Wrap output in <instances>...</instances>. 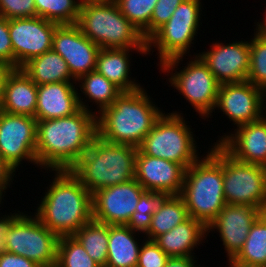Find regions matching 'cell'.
Segmentation results:
<instances>
[{"mask_svg":"<svg viewBox=\"0 0 266 267\" xmlns=\"http://www.w3.org/2000/svg\"><path fill=\"white\" fill-rule=\"evenodd\" d=\"M214 41L197 55L220 83L243 82L250 68V40Z\"/></svg>","mask_w":266,"mask_h":267,"instance_id":"9a60e30c","label":"cell"},{"mask_svg":"<svg viewBox=\"0 0 266 267\" xmlns=\"http://www.w3.org/2000/svg\"><path fill=\"white\" fill-rule=\"evenodd\" d=\"M77 87L80 88L78 93V101L81 109L99 115L104 109L110 107L122 91L110 82L105 76L101 75L97 70H93L86 75L81 76L76 81ZM82 93V94H81ZM83 95L84 98L81 96ZM82 97V98H81ZM87 98V99H85ZM88 101V102H87ZM96 104L97 110L88 103Z\"/></svg>","mask_w":266,"mask_h":267,"instance_id":"484cf974","label":"cell"},{"mask_svg":"<svg viewBox=\"0 0 266 267\" xmlns=\"http://www.w3.org/2000/svg\"><path fill=\"white\" fill-rule=\"evenodd\" d=\"M207 237V227L189 216L170 231L157 236L154 242L168 257H187L196 256L193 251L205 243Z\"/></svg>","mask_w":266,"mask_h":267,"instance_id":"603a6c76","label":"cell"},{"mask_svg":"<svg viewBox=\"0 0 266 267\" xmlns=\"http://www.w3.org/2000/svg\"><path fill=\"white\" fill-rule=\"evenodd\" d=\"M121 13L140 31L143 38L149 39V23L158 0H114Z\"/></svg>","mask_w":266,"mask_h":267,"instance_id":"836d02e7","label":"cell"},{"mask_svg":"<svg viewBox=\"0 0 266 267\" xmlns=\"http://www.w3.org/2000/svg\"><path fill=\"white\" fill-rule=\"evenodd\" d=\"M233 130L214 143L238 161L266 167V116Z\"/></svg>","mask_w":266,"mask_h":267,"instance_id":"d6986e66","label":"cell"},{"mask_svg":"<svg viewBox=\"0 0 266 267\" xmlns=\"http://www.w3.org/2000/svg\"><path fill=\"white\" fill-rule=\"evenodd\" d=\"M254 35V36H253ZM250 37V68L247 80L256 87L266 88V35L258 28Z\"/></svg>","mask_w":266,"mask_h":267,"instance_id":"d6a6232c","label":"cell"},{"mask_svg":"<svg viewBox=\"0 0 266 267\" xmlns=\"http://www.w3.org/2000/svg\"><path fill=\"white\" fill-rule=\"evenodd\" d=\"M183 114L176 110L163 112L138 149L145 155L176 162L186 169L191 166L202 155L196 145L195 130Z\"/></svg>","mask_w":266,"mask_h":267,"instance_id":"52a82bcc","label":"cell"},{"mask_svg":"<svg viewBox=\"0 0 266 267\" xmlns=\"http://www.w3.org/2000/svg\"><path fill=\"white\" fill-rule=\"evenodd\" d=\"M145 189L134 178L92 194L93 219L107 225H127Z\"/></svg>","mask_w":266,"mask_h":267,"instance_id":"5bb4252c","label":"cell"},{"mask_svg":"<svg viewBox=\"0 0 266 267\" xmlns=\"http://www.w3.org/2000/svg\"><path fill=\"white\" fill-rule=\"evenodd\" d=\"M215 110L223 112L234 129L257 121L264 116L263 90L248 80L220 84Z\"/></svg>","mask_w":266,"mask_h":267,"instance_id":"4fadbf2b","label":"cell"},{"mask_svg":"<svg viewBox=\"0 0 266 267\" xmlns=\"http://www.w3.org/2000/svg\"><path fill=\"white\" fill-rule=\"evenodd\" d=\"M168 256L154 242V240L142 241L136 267H165Z\"/></svg>","mask_w":266,"mask_h":267,"instance_id":"8d00e7d4","label":"cell"},{"mask_svg":"<svg viewBox=\"0 0 266 267\" xmlns=\"http://www.w3.org/2000/svg\"><path fill=\"white\" fill-rule=\"evenodd\" d=\"M21 69L37 86L56 82H76L67 62L53 49L32 58Z\"/></svg>","mask_w":266,"mask_h":267,"instance_id":"4316f807","label":"cell"},{"mask_svg":"<svg viewBox=\"0 0 266 267\" xmlns=\"http://www.w3.org/2000/svg\"><path fill=\"white\" fill-rule=\"evenodd\" d=\"M201 0H184L173 12L171 18L166 23L180 25H201L202 18Z\"/></svg>","mask_w":266,"mask_h":267,"instance_id":"d590c367","label":"cell"},{"mask_svg":"<svg viewBox=\"0 0 266 267\" xmlns=\"http://www.w3.org/2000/svg\"><path fill=\"white\" fill-rule=\"evenodd\" d=\"M212 145L186 169L183 188L179 194L188 215L206 227L226 205L223 188V148L218 143Z\"/></svg>","mask_w":266,"mask_h":267,"instance_id":"277c9868","label":"cell"},{"mask_svg":"<svg viewBox=\"0 0 266 267\" xmlns=\"http://www.w3.org/2000/svg\"><path fill=\"white\" fill-rule=\"evenodd\" d=\"M0 267H41L28 258L11 252L0 253Z\"/></svg>","mask_w":266,"mask_h":267,"instance_id":"60d3db41","label":"cell"},{"mask_svg":"<svg viewBox=\"0 0 266 267\" xmlns=\"http://www.w3.org/2000/svg\"><path fill=\"white\" fill-rule=\"evenodd\" d=\"M137 150L135 146L110 143L96 135L69 170L93 194L133 180Z\"/></svg>","mask_w":266,"mask_h":267,"instance_id":"5b68a950","label":"cell"},{"mask_svg":"<svg viewBox=\"0 0 266 267\" xmlns=\"http://www.w3.org/2000/svg\"><path fill=\"white\" fill-rule=\"evenodd\" d=\"M229 266L266 267V212L250 227L245 243Z\"/></svg>","mask_w":266,"mask_h":267,"instance_id":"83f0119b","label":"cell"},{"mask_svg":"<svg viewBox=\"0 0 266 267\" xmlns=\"http://www.w3.org/2000/svg\"><path fill=\"white\" fill-rule=\"evenodd\" d=\"M36 105L37 85L21 68H14L6 79L1 111L35 118Z\"/></svg>","mask_w":266,"mask_h":267,"instance_id":"cb8c5ba5","label":"cell"},{"mask_svg":"<svg viewBox=\"0 0 266 267\" xmlns=\"http://www.w3.org/2000/svg\"><path fill=\"white\" fill-rule=\"evenodd\" d=\"M87 254L101 267L106 266L108 252V225L94 219L72 235Z\"/></svg>","mask_w":266,"mask_h":267,"instance_id":"f546056e","label":"cell"},{"mask_svg":"<svg viewBox=\"0 0 266 267\" xmlns=\"http://www.w3.org/2000/svg\"><path fill=\"white\" fill-rule=\"evenodd\" d=\"M165 196V193L145 190L140 196L139 203L136 206L135 212L130 217L127 226L145 237L149 232L152 215L158 209Z\"/></svg>","mask_w":266,"mask_h":267,"instance_id":"1f68e13d","label":"cell"},{"mask_svg":"<svg viewBox=\"0 0 266 267\" xmlns=\"http://www.w3.org/2000/svg\"><path fill=\"white\" fill-rule=\"evenodd\" d=\"M183 59L186 58L179 56L165 61L159 66V72L161 70L162 73H167V77L170 76L167 78L170 86L183 95L182 98H185L205 121V118L213 116L220 83L197 53L184 64L186 66L181 63ZM179 64L184 68L181 69Z\"/></svg>","mask_w":266,"mask_h":267,"instance_id":"ba28073f","label":"cell"},{"mask_svg":"<svg viewBox=\"0 0 266 267\" xmlns=\"http://www.w3.org/2000/svg\"><path fill=\"white\" fill-rule=\"evenodd\" d=\"M131 52L147 55L146 48H101L97 55L96 70L122 92H133L143 87L131 76Z\"/></svg>","mask_w":266,"mask_h":267,"instance_id":"7402d4cb","label":"cell"},{"mask_svg":"<svg viewBox=\"0 0 266 267\" xmlns=\"http://www.w3.org/2000/svg\"><path fill=\"white\" fill-rule=\"evenodd\" d=\"M184 0H158L149 23V38L172 16L175 9Z\"/></svg>","mask_w":266,"mask_h":267,"instance_id":"f35d334b","label":"cell"},{"mask_svg":"<svg viewBox=\"0 0 266 267\" xmlns=\"http://www.w3.org/2000/svg\"><path fill=\"white\" fill-rule=\"evenodd\" d=\"M145 87L122 92L114 103L96 116L97 136L102 140L138 148L164 112Z\"/></svg>","mask_w":266,"mask_h":267,"instance_id":"3957f363","label":"cell"},{"mask_svg":"<svg viewBox=\"0 0 266 267\" xmlns=\"http://www.w3.org/2000/svg\"><path fill=\"white\" fill-rule=\"evenodd\" d=\"M56 263L61 267H101L73 236L59 237Z\"/></svg>","mask_w":266,"mask_h":267,"instance_id":"e575fe53","label":"cell"},{"mask_svg":"<svg viewBox=\"0 0 266 267\" xmlns=\"http://www.w3.org/2000/svg\"><path fill=\"white\" fill-rule=\"evenodd\" d=\"M22 212L5 235L6 251L34 261L41 267L56 263L59 237L32 212Z\"/></svg>","mask_w":266,"mask_h":267,"instance_id":"9c48e42d","label":"cell"},{"mask_svg":"<svg viewBox=\"0 0 266 267\" xmlns=\"http://www.w3.org/2000/svg\"><path fill=\"white\" fill-rule=\"evenodd\" d=\"M0 15L8 20L36 17L35 0H0Z\"/></svg>","mask_w":266,"mask_h":267,"instance_id":"74e56055","label":"cell"},{"mask_svg":"<svg viewBox=\"0 0 266 267\" xmlns=\"http://www.w3.org/2000/svg\"><path fill=\"white\" fill-rule=\"evenodd\" d=\"M37 120L0 110V156L16 171L24 162L36 165ZM20 166V167H19Z\"/></svg>","mask_w":266,"mask_h":267,"instance_id":"8fae6325","label":"cell"},{"mask_svg":"<svg viewBox=\"0 0 266 267\" xmlns=\"http://www.w3.org/2000/svg\"><path fill=\"white\" fill-rule=\"evenodd\" d=\"M266 15V11L263 13ZM265 18L263 19H259L261 21H258V22H254L256 28H258L262 33H264L266 35V16H264ZM263 20V21H262Z\"/></svg>","mask_w":266,"mask_h":267,"instance_id":"bcb514c9","label":"cell"},{"mask_svg":"<svg viewBox=\"0 0 266 267\" xmlns=\"http://www.w3.org/2000/svg\"><path fill=\"white\" fill-rule=\"evenodd\" d=\"M59 24L41 17L9 19V36L14 68L52 49L53 34Z\"/></svg>","mask_w":266,"mask_h":267,"instance_id":"7c38bea8","label":"cell"},{"mask_svg":"<svg viewBox=\"0 0 266 267\" xmlns=\"http://www.w3.org/2000/svg\"><path fill=\"white\" fill-rule=\"evenodd\" d=\"M197 261L196 256L169 257L165 267H202Z\"/></svg>","mask_w":266,"mask_h":267,"instance_id":"ee69618b","label":"cell"},{"mask_svg":"<svg viewBox=\"0 0 266 267\" xmlns=\"http://www.w3.org/2000/svg\"><path fill=\"white\" fill-rule=\"evenodd\" d=\"M45 267H61L58 263H54Z\"/></svg>","mask_w":266,"mask_h":267,"instance_id":"681fc988","label":"cell"},{"mask_svg":"<svg viewBox=\"0 0 266 267\" xmlns=\"http://www.w3.org/2000/svg\"><path fill=\"white\" fill-rule=\"evenodd\" d=\"M200 27V25L165 23L146 41L147 56H150L151 52L153 54L157 49L156 59L159 58V61L156 65L158 66L169 59L187 56L186 54L190 53V49L193 47L192 44L196 43L194 41L199 34Z\"/></svg>","mask_w":266,"mask_h":267,"instance_id":"44dd1931","label":"cell"},{"mask_svg":"<svg viewBox=\"0 0 266 267\" xmlns=\"http://www.w3.org/2000/svg\"><path fill=\"white\" fill-rule=\"evenodd\" d=\"M223 188L226 204L266 212V167L238 161L223 149Z\"/></svg>","mask_w":266,"mask_h":267,"instance_id":"30bf717a","label":"cell"},{"mask_svg":"<svg viewBox=\"0 0 266 267\" xmlns=\"http://www.w3.org/2000/svg\"><path fill=\"white\" fill-rule=\"evenodd\" d=\"M14 211V213L10 212V214H0V253L6 252L4 241L6 232L9 230L12 222L22 213V211H17L16 209Z\"/></svg>","mask_w":266,"mask_h":267,"instance_id":"7bdbcfd3","label":"cell"},{"mask_svg":"<svg viewBox=\"0 0 266 267\" xmlns=\"http://www.w3.org/2000/svg\"><path fill=\"white\" fill-rule=\"evenodd\" d=\"M77 25L100 48H147L140 31L115 1L81 3Z\"/></svg>","mask_w":266,"mask_h":267,"instance_id":"8992f818","label":"cell"},{"mask_svg":"<svg viewBox=\"0 0 266 267\" xmlns=\"http://www.w3.org/2000/svg\"><path fill=\"white\" fill-rule=\"evenodd\" d=\"M16 171L0 156V196H6V190L12 187L13 178L17 176Z\"/></svg>","mask_w":266,"mask_h":267,"instance_id":"b9f144b4","label":"cell"},{"mask_svg":"<svg viewBox=\"0 0 266 267\" xmlns=\"http://www.w3.org/2000/svg\"><path fill=\"white\" fill-rule=\"evenodd\" d=\"M97 1H114V0H80L81 3H84V2H97Z\"/></svg>","mask_w":266,"mask_h":267,"instance_id":"c3c4849f","label":"cell"},{"mask_svg":"<svg viewBox=\"0 0 266 267\" xmlns=\"http://www.w3.org/2000/svg\"><path fill=\"white\" fill-rule=\"evenodd\" d=\"M96 135V115L84 109L69 117L37 121L39 169L69 170L88 150Z\"/></svg>","mask_w":266,"mask_h":267,"instance_id":"6da1fadb","label":"cell"},{"mask_svg":"<svg viewBox=\"0 0 266 267\" xmlns=\"http://www.w3.org/2000/svg\"><path fill=\"white\" fill-rule=\"evenodd\" d=\"M263 213L247 205L226 204L215 219L207 226V236L218 232L223 242L228 263L238 254L249 234L250 227ZM216 231V232H215Z\"/></svg>","mask_w":266,"mask_h":267,"instance_id":"e0dca14e","label":"cell"},{"mask_svg":"<svg viewBox=\"0 0 266 267\" xmlns=\"http://www.w3.org/2000/svg\"><path fill=\"white\" fill-rule=\"evenodd\" d=\"M13 69L14 68L11 66L0 64V110H1V105H2L3 97H4V88H5L6 79L9 73Z\"/></svg>","mask_w":266,"mask_h":267,"instance_id":"f6af8a7d","label":"cell"},{"mask_svg":"<svg viewBox=\"0 0 266 267\" xmlns=\"http://www.w3.org/2000/svg\"><path fill=\"white\" fill-rule=\"evenodd\" d=\"M140 238V234L127 225H108V252L105 267H136L142 241H145V237L143 240Z\"/></svg>","mask_w":266,"mask_h":267,"instance_id":"d4e9b609","label":"cell"},{"mask_svg":"<svg viewBox=\"0 0 266 267\" xmlns=\"http://www.w3.org/2000/svg\"><path fill=\"white\" fill-rule=\"evenodd\" d=\"M2 199L4 200V198L2 196H0V205L3 203V200Z\"/></svg>","mask_w":266,"mask_h":267,"instance_id":"f907efd6","label":"cell"},{"mask_svg":"<svg viewBox=\"0 0 266 267\" xmlns=\"http://www.w3.org/2000/svg\"><path fill=\"white\" fill-rule=\"evenodd\" d=\"M189 217L185 203L180 195H166L158 209L153 213L147 240H154L184 222Z\"/></svg>","mask_w":266,"mask_h":267,"instance_id":"f1b7e54d","label":"cell"},{"mask_svg":"<svg viewBox=\"0 0 266 267\" xmlns=\"http://www.w3.org/2000/svg\"><path fill=\"white\" fill-rule=\"evenodd\" d=\"M0 64L14 68V55L9 36V20L0 15Z\"/></svg>","mask_w":266,"mask_h":267,"instance_id":"ab89813d","label":"cell"},{"mask_svg":"<svg viewBox=\"0 0 266 267\" xmlns=\"http://www.w3.org/2000/svg\"><path fill=\"white\" fill-rule=\"evenodd\" d=\"M76 82H56L37 86L35 118L39 120L69 117L81 108Z\"/></svg>","mask_w":266,"mask_h":267,"instance_id":"ffe728a7","label":"cell"},{"mask_svg":"<svg viewBox=\"0 0 266 267\" xmlns=\"http://www.w3.org/2000/svg\"><path fill=\"white\" fill-rule=\"evenodd\" d=\"M50 172L51 184L40 197L34 214L58 237L72 236L93 219L92 194L70 170Z\"/></svg>","mask_w":266,"mask_h":267,"instance_id":"7a4b0ae2","label":"cell"},{"mask_svg":"<svg viewBox=\"0 0 266 267\" xmlns=\"http://www.w3.org/2000/svg\"><path fill=\"white\" fill-rule=\"evenodd\" d=\"M52 49L67 62L72 77L96 70L100 47L87 38L77 24L58 25L53 34Z\"/></svg>","mask_w":266,"mask_h":267,"instance_id":"2e32d148","label":"cell"},{"mask_svg":"<svg viewBox=\"0 0 266 267\" xmlns=\"http://www.w3.org/2000/svg\"><path fill=\"white\" fill-rule=\"evenodd\" d=\"M186 168L176 162L143 154L137 150L135 179L147 191L179 195Z\"/></svg>","mask_w":266,"mask_h":267,"instance_id":"ac0fdd59","label":"cell"},{"mask_svg":"<svg viewBox=\"0 0 266 267\" xmlns=\"http://www.w3.org/2000/svg\"><path fill=\"white\" fill-rule=\"evenodd\" d=\"M264 116H266V88L263 90Z\"/></svg>","mask_w":266,"mask_h":267,"instance_id":"7dc6e473","label":"cell"},{"mask_svg":"<svg viewBox=\"0 0 266 267\" xmlns=\"http://www.w3.org/2000/svg\"><path fill=\"white\" fill-rule=\"evenodd\" d=\"M80 0H35L36 16L62 24H77Z\"/></svg>","mask_w":266,"mask_h":267,"instance_id":"4dcf8cb0","label":"cell"}]
</instances>
